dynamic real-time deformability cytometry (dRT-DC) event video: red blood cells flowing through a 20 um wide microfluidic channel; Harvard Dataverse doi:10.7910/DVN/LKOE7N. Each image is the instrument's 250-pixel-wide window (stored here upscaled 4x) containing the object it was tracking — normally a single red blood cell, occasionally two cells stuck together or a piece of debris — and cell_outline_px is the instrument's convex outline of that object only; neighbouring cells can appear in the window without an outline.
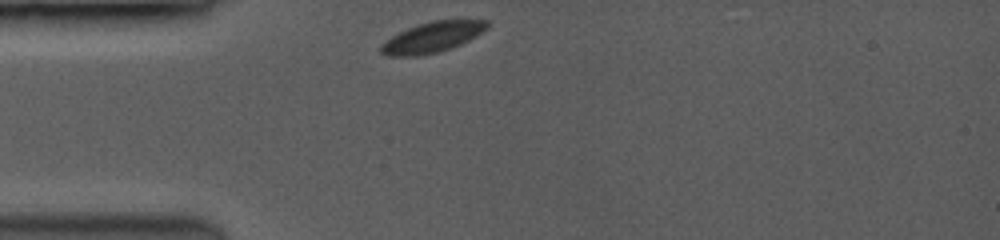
{"species": "common noctule bat (a hibernating species)", "species_latin": "Nyctalus noctula", "temperature_condition": "room temperature", "stored_images_in_passage": 39, "camera_frame_rate_fps": 3500, "um_per_image_px": 0.085, "animal": {"sex": "female", "body_mass_g": 19.0, "forearm_length_mm": 53.3}, "frame": {"image": 1, "passage_image": 1, "time_ms": 0.0, "image_size_px": [1000, 240], "cell_outline_px": [[488, 28], [476, 36], [460, 44], [436, 52], [416, 56], [388, 56], [380, 52], [380, 44], [384, 40], [408, 28], [432, 20], [488, 20]], "centroid_in_image_um": [36.72, 3.16], "position_along_channel_um": 48.3, "area_um2": 18.61}}
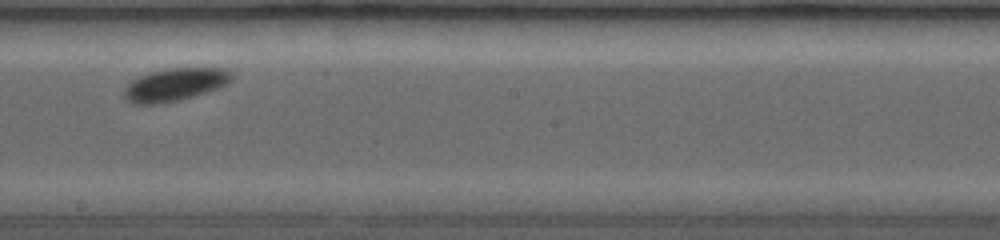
{"frame": {"image": 2, "passage_image": 20, "time_ms": 5.143, "image_size_px": [1000, 240], "cell_outline_px": [[232, 80], [228, 84], [204, 92], [176, 100], [144, 104], [132, 100], [124, 92], [124, 88], [132, 80], [148, 72], [164, 68], [228, 68], [232, 72]], "centroid_in_image_um": [14.95, 7.12], "position_along_channel_um": 233.3, "area_um2": 19.83}}
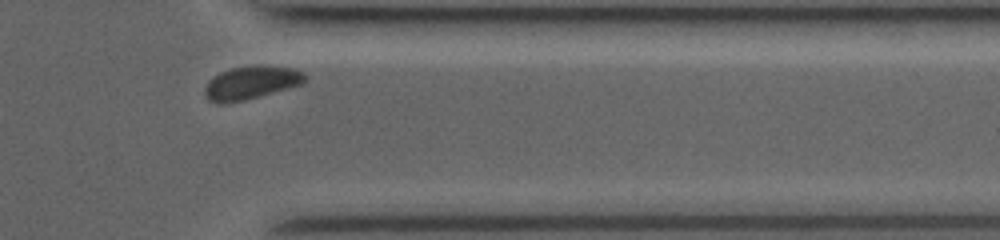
{"frame": {"image": 3, "passage_image": 35, "time_ms": 9.143, "image_size_px": [1000, 240], "cell_outline_px": [[308, 76], [300, 84], [288, 88], [244, 100], [224, 104], [216, 104], [208, 100], [204, 96], [204, 88], [208, 80], [220, 72], [232, 68], [288, 68], [300, 72]], "centroid_in_image_um": [21.22, 7.1], "position_along_channel_um": 390.2, "area_um2": 18.5}, "authors_computed_cell_mechanics": {"area_um2": 19.1896, "velocity_mm_per_s": 3.8805, "shape_relaxation_time_tau1_ms": 0.6078, "shape_relaxation_time_tau2_ms": null, "deformation_change_tau1": 0.0343, "deformation_change_tau2": null}}